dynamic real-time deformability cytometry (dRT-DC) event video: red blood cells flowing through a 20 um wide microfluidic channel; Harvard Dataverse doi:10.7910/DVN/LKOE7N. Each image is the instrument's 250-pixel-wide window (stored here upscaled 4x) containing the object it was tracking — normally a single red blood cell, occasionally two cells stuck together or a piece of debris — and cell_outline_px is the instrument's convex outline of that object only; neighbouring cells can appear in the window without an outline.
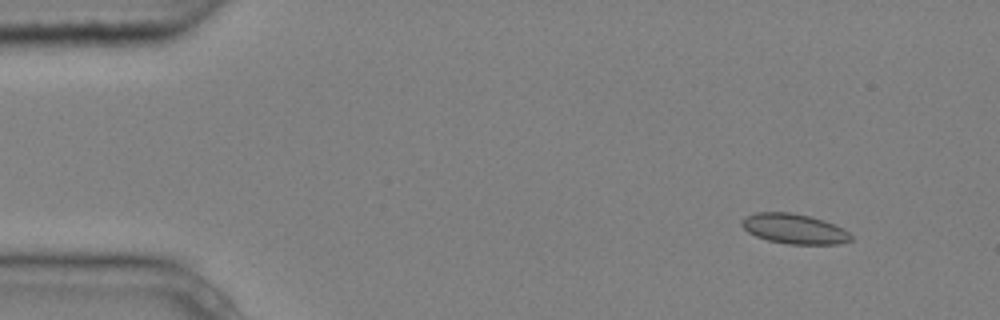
{"species": "common noctule bat (a hibernating species)", "species_latin": "Nyctalus noctula", "temperature_condition": "cold", "stored_images_in_passage": 8, "camera_frame_rate_fps": 3000, "um_per_image_px": 0.085, "animal": {"sex": "male", "body_mass_g": 20.4}, "frame": {"image": 1, "passage_image": 1, "time_ms": 0.0, "image_size_px": [1000, 320], "cell_outline_px": [[852, 240], [836, 244], [788, 244], [768, 240], [756, 236], [748, 232], [740, 224], [740, 220], [744, 216], [756, 212], [792, 212], [824, 220], [844, 228], [852, 236]], "centroid_in_image_um": [67.48, 19.44], "position_along_channel_um": 17.5, "area_um2": 19.19}}
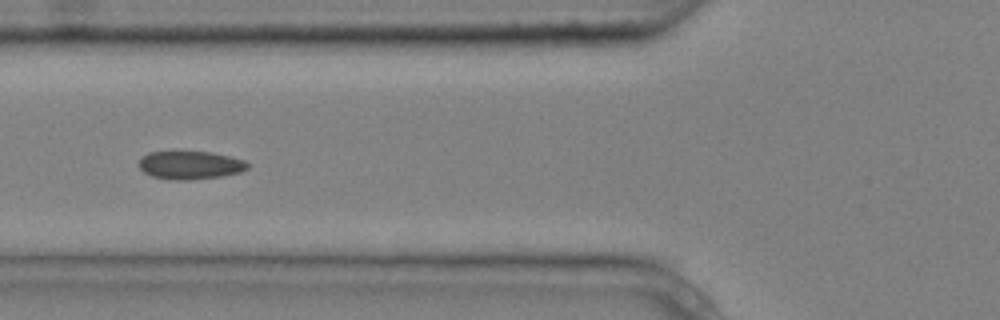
{"frame": {"image": 2, "passage_image": 5, "time_ms": 1.333, "image_size_px": [1000, 320], "cell_outline_px": [[252, 164], [248, 168], [240, 172], [220, 176], [188, 180], [172, 180], [152, 176], [144, 172], [140, 168], [140, 160], [148, 152], [212, 152], [244, 160]], "centroid_in_image_um": [16.2, 14.04], "position_along_channel_um": 109.6, "area_um2": 17.69}}